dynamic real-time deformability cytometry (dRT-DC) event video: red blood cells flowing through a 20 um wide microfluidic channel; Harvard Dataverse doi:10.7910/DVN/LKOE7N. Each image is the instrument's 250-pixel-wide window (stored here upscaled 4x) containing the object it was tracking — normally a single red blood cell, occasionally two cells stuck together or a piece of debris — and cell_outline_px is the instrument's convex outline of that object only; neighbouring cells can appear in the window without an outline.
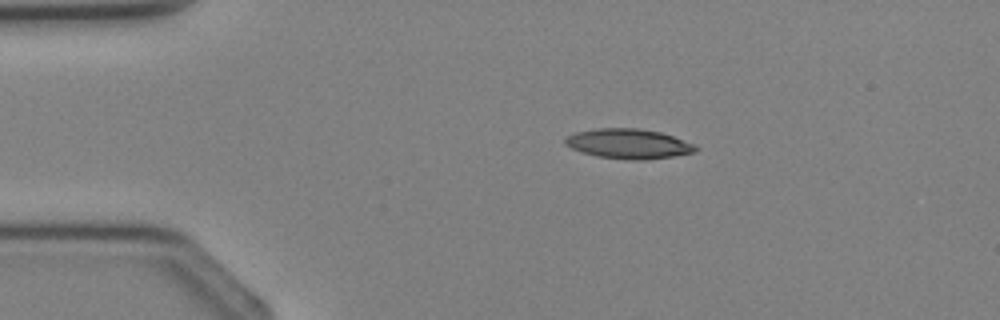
{"species": "Egyptian fruit bat (a non-hibernating species)", "species_latin": "Rousettus aegyptiacus", "temperature_condition": "cold", "stored_images_in_passage": 3, "camera_frame_rate_fps": 3000, "um_per_image_px": 0.085, "animal": {"sex": "female"}, "frame": {"image": 1, "passage_image": 1, "time_ms": 0.0, "image_size_px": [1000, 320], "cell_outline_px": [[700, 148], [696, 152], [672, 156], [644, 160], [636, 160], [596, 156], [572, 148], [564, 144], [564, 140], [568, 136], [576, 132], [596, 128], [640, 128], [660, 132], [672, 136], [692, 144]], "centroid_in_image_um": [53.42, 12.21], "position_along_channel_um": 31.6, "area_um2": 22.43}}
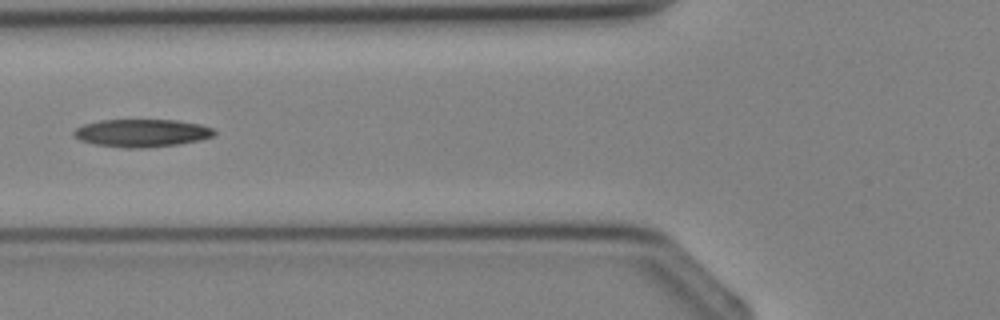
{"frame": {"image": 2, "passage_image": 3, "time_ms": 2.333, "image_size_px": [1000, 320], "cell_outline_px": [[216, 136], [200, 140], [180, 144], [148, 148], [124, 148], [96, 144], [80, 140], [72, 136], [72, 132], [76, 128], [84, 124], [100, 120], [176, 120], [200, 124], [212, 128], [216, 132]], "centroid_in_image_um": [12.07, 11.31], "position_along_channel_um": 113.7, "area_um2": 22.95}}